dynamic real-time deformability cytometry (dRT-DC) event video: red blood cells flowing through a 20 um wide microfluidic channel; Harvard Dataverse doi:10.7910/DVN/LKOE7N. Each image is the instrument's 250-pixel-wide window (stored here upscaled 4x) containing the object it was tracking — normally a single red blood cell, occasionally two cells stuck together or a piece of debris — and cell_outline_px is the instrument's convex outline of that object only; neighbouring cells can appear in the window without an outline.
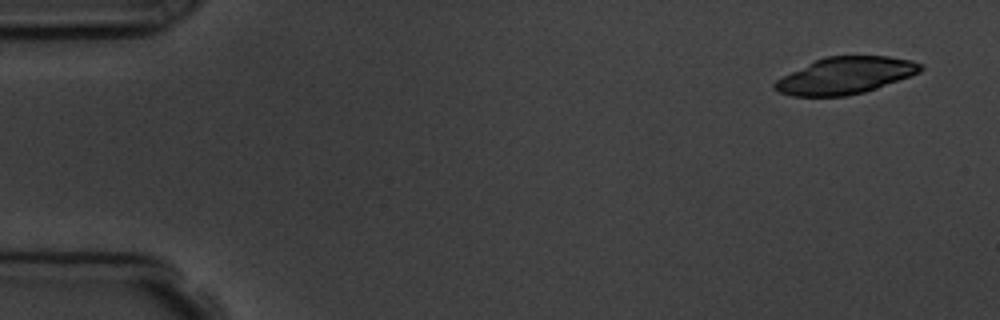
{"species": "common noctule bat (a hibernating species)", "species_latin": "Nyctalus noctula", "temperature_condition": "room temperature", "stored_images_in_passage": 4, "camera_frame_rate_fps": 3000, "um_per_image_px": 0.085, "animal": {"sex": "male", "body_mass_g": 19.5, "forearm_length_mm": 54.6}, "frame": {"image": 1, "passage_image": 1, "time_ms": 0.0, "image_size_px": [1000, 320], "cell_outline_px": [[924, 68], [920, 72], [912, 76], [864, 92], [844, 96], [792, 96], [780, 92], [772, 88], [772, 84], [776, 80], [824, 56], [888, 56], [912, 60], [920, 64]], "centroid_in_image_um": [71.88, 6.42], "position_along_channel_um": 13.1, "area_um2": 31.04}}